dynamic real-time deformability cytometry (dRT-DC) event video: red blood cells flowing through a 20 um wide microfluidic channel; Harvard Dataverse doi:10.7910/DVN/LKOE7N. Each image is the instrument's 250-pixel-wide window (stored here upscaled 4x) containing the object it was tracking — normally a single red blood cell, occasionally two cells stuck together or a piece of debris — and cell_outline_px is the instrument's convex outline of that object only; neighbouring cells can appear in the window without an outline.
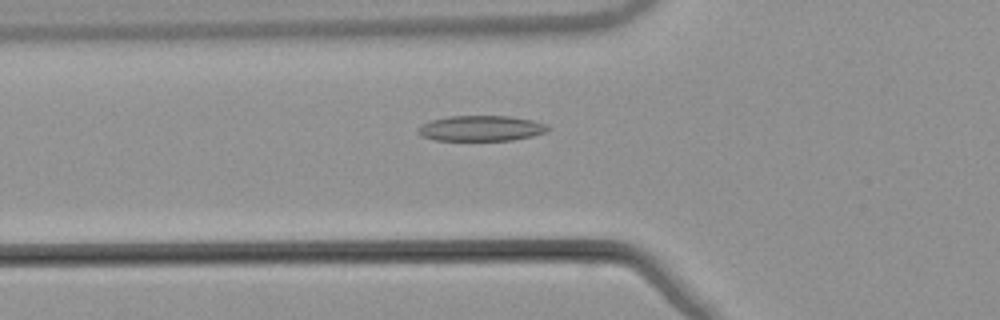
{"species": "common noctule bat (a hibernating species)", "species_latin": "Nyctalus noctula", "temperature_condition": "warm", "stored_images_in_passage": 53, "camera_frame_rate_fps": 3000, "um_per_image_px": 0.085, "animal": {"sex": "male", "body_mass_g": 21.5, "forearm_length_mm": 52.0}, "frame": {"image": 1, "passage_image": 19, "time_ms": 6.0, "image_size_px": [1000, 320], "cell_outline_px": [[548, 132], [532, 136], [512, 140], [432, 140], [416, 132], [416, 128], [420, 124], [432, 120], [448, 116], [508, 116], [532, 120], [548, 124]], "centroid_in_image_um": [40.87, 10.9], "position_along_channel_um": 84.9, "area_um2": 19.36}}
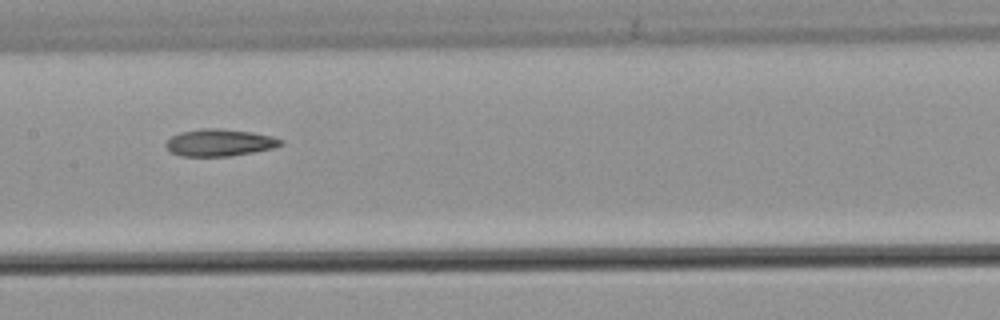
{"frame": {"image": 2, "passage_image": 27, "time_ms": 8.667, "image_size_px": [1000, 320], "cell_outline_px": [[284, 144], [272, 148], [252, 152], [228, 156], [180, 156], [172, 152], [164, 144], [172, 136], [180, 132], [200, 128], [220, 128], [252, 132], [272, 136], [284, 140]], "centroid_in_image_um": [18.67, 12.11], "position_along_channel_um": 188.7, "area_um2": 18.09}}
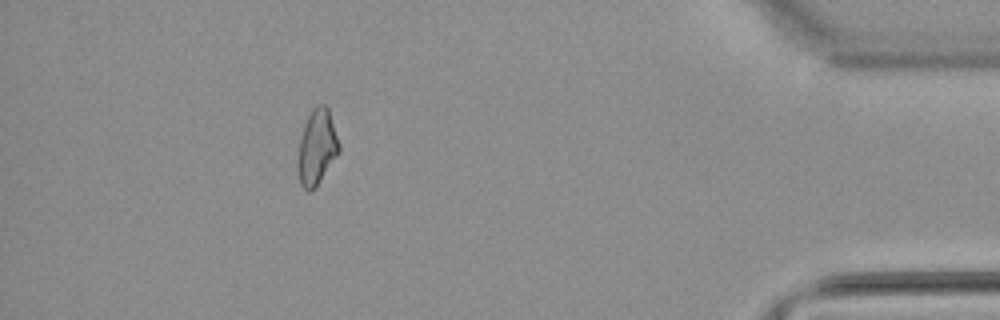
{"frame": {"image": 3, "passage_image": 48, "time_ms": 15.667, "image_size_px": [1000, 320], "cell_outline_px": [[340, 152], [316, 184], [308, 192], [300, 184], [296, 168], [296, 164], [300, 136], [304, 124], [312, 108], [316, 104], [324, 104], [328, 108], [340, 144]], "centroid_in_image_um": [26.91, 12.48], "position_along_channel_um": 408.3, "area_um2": 18.09}, "authors_computed_cell_mechanics": {"area_um2": 18.4382, "velocity_mm_per_s": 3.8673, "shape_relaxation_time_tau1_ms": null, "shape_relaxation_time_tau2_ms": 9.2292, "deformation_change_tau1": null, "deformation_change_tau2": 0.1995}}